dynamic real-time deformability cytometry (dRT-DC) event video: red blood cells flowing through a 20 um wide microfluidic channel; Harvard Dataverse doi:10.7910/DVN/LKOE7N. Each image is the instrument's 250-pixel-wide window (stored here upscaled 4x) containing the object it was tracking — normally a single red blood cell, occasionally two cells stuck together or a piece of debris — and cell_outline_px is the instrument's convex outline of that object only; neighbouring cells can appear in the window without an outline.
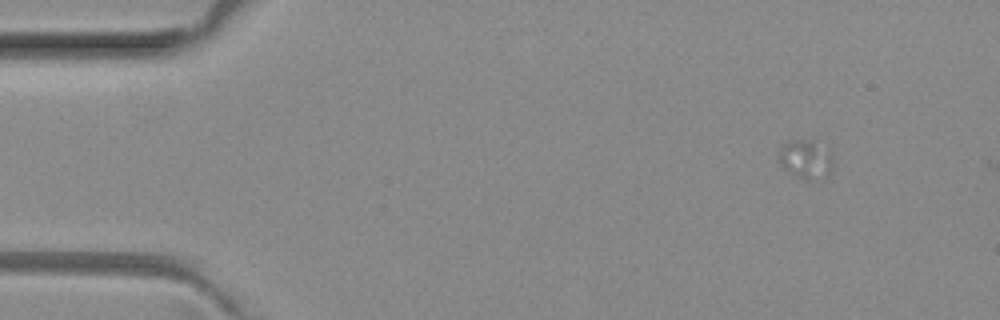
{"species": "common noctule bat (a hibernating species)", "species_latin": "Nyctalus noctula", "temperature_condition": "room temperature", "stored_images_in_passage": 5, "camera_frame_rate_fps": 3000, "um_per_image_px": 0.085, "animal": {"sex": "female", "body_mass_g": 29.2, "forearm_length_mm": 56.3}, "frame": {"image": 1, "passage_image": 1, "time_ms": 0.0, "image_size_px": [1000, 320], "cell_outline_px": [[832, 168], [828, 172], [808, 180], [804, 180], [796, 176], [784, 168], [780, 164], [780, 144], [788, 140], [804, 140], [828, 152], [832, 156]], "centroid_in_image_um": [68.4, 13.54], "position_along_channel_um": 16.6, "area_um2": 11.39}}
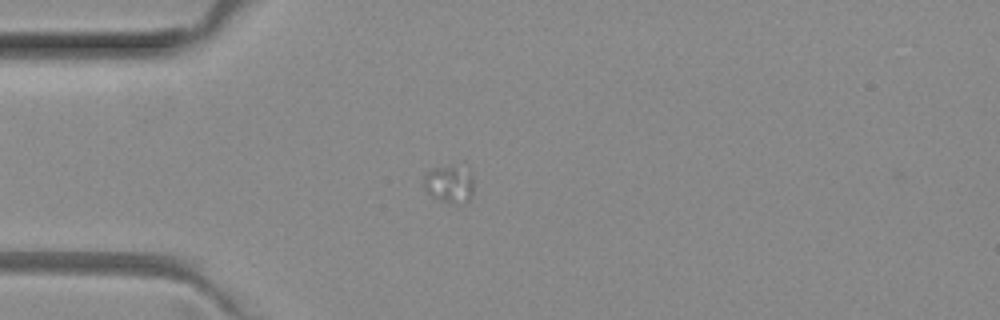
{"frame": {"image": 2, "passage_image": 4, "time_ms": 1.0, "image_size_px": [1000, 320], "cell_outline_px": [[472, 200], [452, 204], [440, 200], [432, 196], [424, 188], [424, 176], [432, 168], [464, 160], [472, 172]], "centroid_in_image_um": [38.27, 15.53], "position_along_channel_um": 46.7, "area_um2": 11.79}}